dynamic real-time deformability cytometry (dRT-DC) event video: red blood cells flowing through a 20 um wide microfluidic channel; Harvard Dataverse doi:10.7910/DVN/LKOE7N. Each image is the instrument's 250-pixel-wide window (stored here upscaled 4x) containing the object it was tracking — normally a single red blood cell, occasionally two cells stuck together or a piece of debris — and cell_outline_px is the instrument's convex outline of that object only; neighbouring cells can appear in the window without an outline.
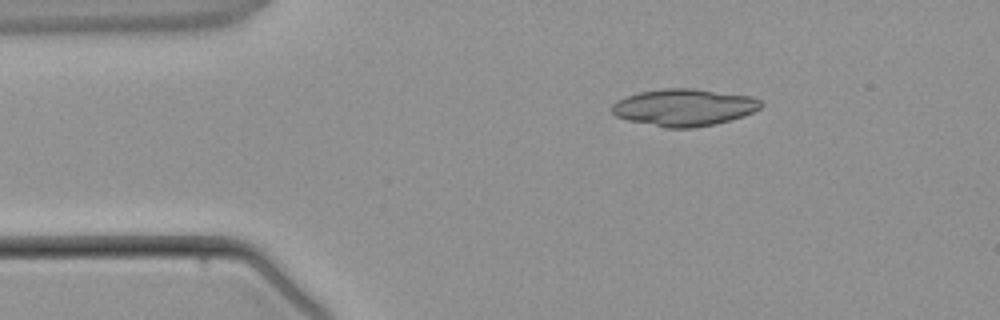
{"species": "common noctule bat (a hibernating species)", "species_latin": "Nyctalus noctula", "temperature_condition": "warm", "stored_images_in_passage": 2, "camera_frame_rate_fps": 3000, "um_per_image_px": 0.085, "animal": {"sex": "male", "body_mass_g": 21.5, "forearm_length_mm": 52.0}, "frame": {"image": 1, "passage_image": 1, "time_ms": 0.0, "image_size_px": [1000, 320], "cell_outline_px": [[764, 104], [760, 108], [744, 116], [716, 124], [692, 128], [664, 128], [628, 120], [616, 116], [612, 112], [612, 104], [616, 100], [624, 96], [640, 92], [664, 88], [692, 88], [752, 96], [760, 100]], "centroid_in_image_um": [58.14, 9.13], "position_along_channel_um": 26.9, "area_um2": 32.43}}